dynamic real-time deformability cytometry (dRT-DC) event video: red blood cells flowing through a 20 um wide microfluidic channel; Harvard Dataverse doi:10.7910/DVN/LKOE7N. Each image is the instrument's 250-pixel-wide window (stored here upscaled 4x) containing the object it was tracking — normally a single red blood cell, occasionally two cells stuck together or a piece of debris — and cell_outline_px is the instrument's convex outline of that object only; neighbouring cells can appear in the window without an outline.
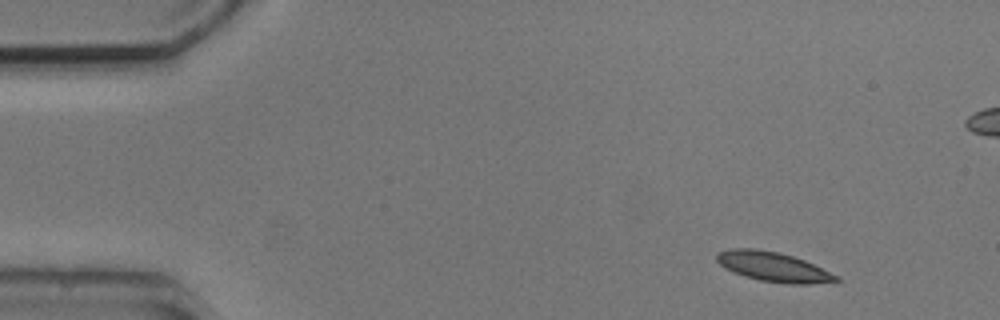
{"species": "common noctule bat (a hibernating species)", "species_latin": "Nyctalus noctula", "temperature_condition": "cold", "stored_images_in_passage": 9, "camera_frame_rate_fps": 3000, "um_per_image_px": 0.085, "animal": {"sex": "male", "body_mass_g": 20.5, "forearm_length_mm": 52.5}, "frame": {"image": 1, "passage_image": 1, "time_ms": 0.0, "image_size_px": [1000, 320], "cell_outline_px": [[840, 280], [808, 284], [788, 284], [760, 280], [744, 276], [724, 268], [716, 260], [716, 252], [732, 248], [756, 248], [780, 252], [804, 260], [840, 276]], "centroid_in_image_um": [65.7, 22.66], "position_along_channel_um": 19.3, "area_um2": 20.63}}